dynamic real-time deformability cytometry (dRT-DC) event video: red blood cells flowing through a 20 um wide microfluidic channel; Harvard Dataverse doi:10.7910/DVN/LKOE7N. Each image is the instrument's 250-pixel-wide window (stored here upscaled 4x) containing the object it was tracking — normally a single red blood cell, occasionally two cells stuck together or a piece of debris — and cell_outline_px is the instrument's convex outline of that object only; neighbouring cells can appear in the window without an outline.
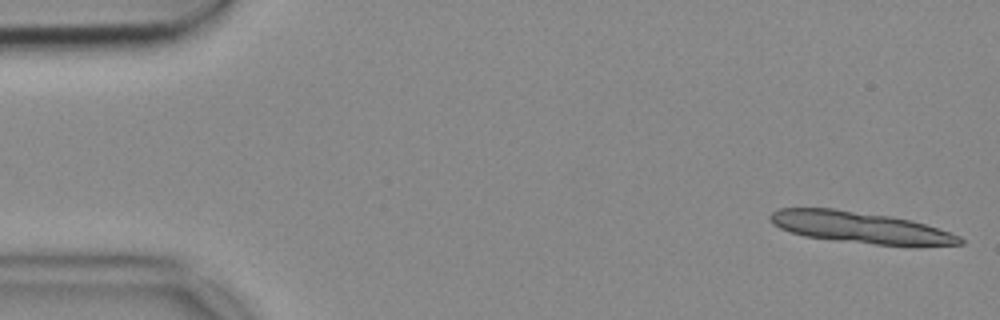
{"species": "common noctule bat (a hibernating species)", "species_latin": "Nyctalus noctula", "temperature_condition": "cold", "stored_images_in_passage": 10, "camera_frame_rate_fps": 3000, "um_per_image_px": 0.085, "animal": {"sex": "female", "body_mass_g": 18.4}, "frame": {"image": 1, "passage_image": 1, "time_ms": 0.0, "image_size_px": [1000, 320], "cell_outline_px": [[964, 244], [912, 248], [804, 236], [780, 228], [772, 224], [768, 216], [772, 212], [780, 208], [832, 208], [888, 216], [912, 220], [960, 236], [964, 240]], "centroid_in_image_um": [73.2, 19.36], "position_along_channel_um": 11.8, "area_um2": 34.91}}